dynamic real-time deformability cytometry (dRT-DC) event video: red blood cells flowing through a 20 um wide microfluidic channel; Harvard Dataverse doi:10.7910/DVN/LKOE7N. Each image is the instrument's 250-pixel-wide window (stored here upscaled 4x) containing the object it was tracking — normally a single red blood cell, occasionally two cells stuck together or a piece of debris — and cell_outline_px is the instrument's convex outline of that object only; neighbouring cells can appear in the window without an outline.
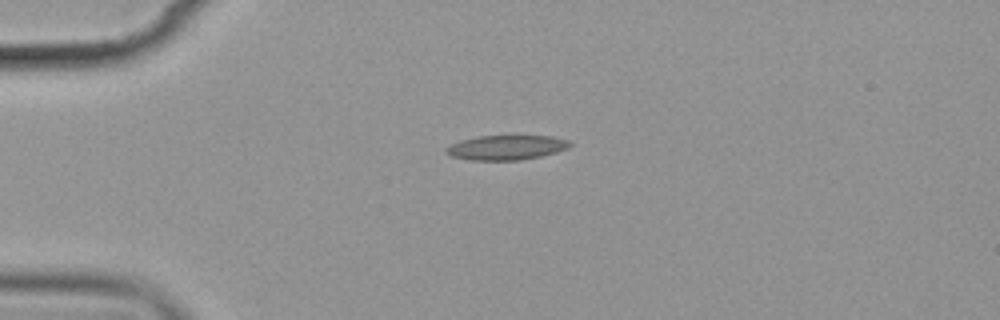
{"species": "common noctule bat (a hibernating species)", "species_latin": "Nyctalus noctula", "temperature_condition": "cold", "stored_images_in_passage": 3, "camera_frame_rate_fps": 3000, "um_per_image_px": 0.085, "animal": {"sex": "female", "body_mass_g": 19.9}, "frame": {"image": 1, "passage_image": 1, "time_ms": 0.0, "image_size_px": [1000, 320], "cell_outline_px": [[572, 144], [568, 148], [556, 152], [540, 156], [520, 160], [468, 160], [448, 156], [444, 152], [444, 148], [460, 140], [480, 136], [552, 136], [568, 140]], "centroid_in_image_um": [42.99, 12.54], "position_along_channel_um": 42.0, "area_um2": 17.86}}
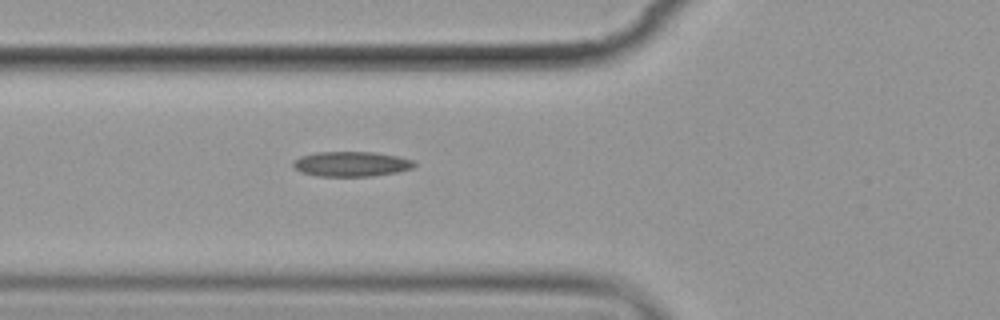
{"frame": {"image": 2, "passage_image": 3, "time_ms": 2.333, "image_size_px": [1000, 320], "cell_outline_px": [[416, 164], [412, 168], [396, 172], [372, 176], [316, 176], [300, 172], [292, 164], [292, 160], [300, 156], [316, 152], [376, 152], [416, 160]], "centroid_in_image_um": [29.85, 13.93], "position_along_channel_um": 96.0, "area_um2": 17.74}}